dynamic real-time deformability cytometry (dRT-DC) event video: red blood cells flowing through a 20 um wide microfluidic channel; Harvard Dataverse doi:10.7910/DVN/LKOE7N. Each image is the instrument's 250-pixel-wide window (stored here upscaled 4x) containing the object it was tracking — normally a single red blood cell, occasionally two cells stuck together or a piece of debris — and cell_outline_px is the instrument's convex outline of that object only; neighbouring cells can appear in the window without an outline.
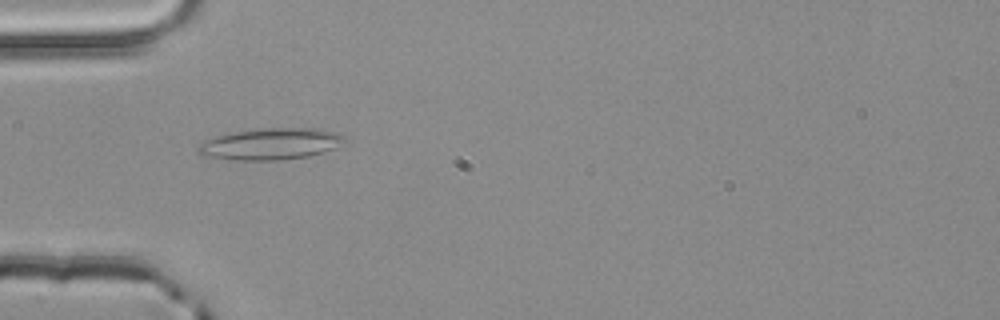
{"species": "common noctule bat (a hibernating species)", "species_latin": "Nyctalus noctula", "temperature_condition": "room temperature", "stored_images_in_passage": 1, "camera_frame_rate_fps": 3000, "um_per_image_px": 0.085, "animal": {"sex": "male", "body_mass_g": 20.4}, "frame": {"image": 1, "passage_image": 1, "time_ms": 0.0, "image_size_px": [1000, 320], "cell_outline_px": [[344, 140], [336, 148], [324, 152], [308, 156], [280, 160], [236, 160], [208, 156], [200, 152], [196, 148], [200, 144], [216, 136], [236, 132], [260, 128], [320, 128], [336, 132], [344, 136]], "centroid_in_image_um": [23.07, 12.23], "position_along_channel_um": 61.9, "area_um2": 26.59}}